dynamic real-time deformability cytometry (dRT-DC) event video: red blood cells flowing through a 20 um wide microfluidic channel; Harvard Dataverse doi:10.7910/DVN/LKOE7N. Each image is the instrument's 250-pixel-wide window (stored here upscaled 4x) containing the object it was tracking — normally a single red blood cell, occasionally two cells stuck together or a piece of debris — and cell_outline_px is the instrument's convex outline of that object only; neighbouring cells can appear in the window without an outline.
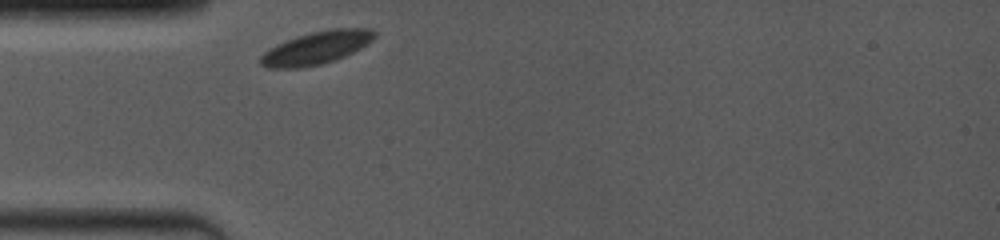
{"species": "common noctule bat (a hibernating species)", "species_latin": "Nyctalus noctula", "temperature_condition": "room temperature", "stored_images_in_passage": 1, "camera_frame_rate_fps": 4000, "um_per_image_px": 0.085, "animal": {"sex": "female", "body_mass_g": 19.0, "forearm_length_mm": 53.3}, "frame": {"image": 1, "passage_image": 1, "time_ms": 0.0, "image_size_px": [1000, 240], "cell_outline_px": [[376, 36], [368, 44], [344, 56], [320, 64], [304, 68], [268, 68], [260, 64], [260, 56], [268, 48], [276, 44], [296, 36], [312, 32], [336, 28], [372, 28], [376, 32]], "centroid_in_image_um": [26.88, 4.06], "position_along_channel_um": 58.1, "area_um2": 21.79}}